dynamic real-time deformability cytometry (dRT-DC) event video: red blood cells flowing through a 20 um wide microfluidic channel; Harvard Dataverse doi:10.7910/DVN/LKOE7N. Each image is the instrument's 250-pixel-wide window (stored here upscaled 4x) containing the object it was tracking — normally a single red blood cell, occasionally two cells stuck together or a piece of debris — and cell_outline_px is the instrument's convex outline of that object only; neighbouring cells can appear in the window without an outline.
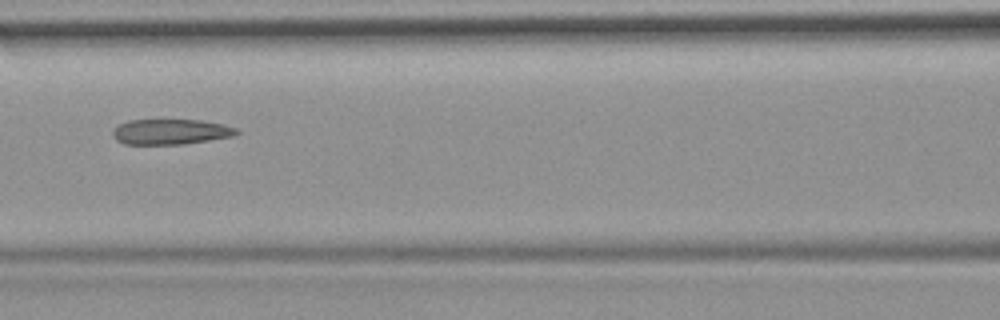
{"species": "common noctule bat (a hibernating species)", "species_latin": "Nyctalus noctula", "temperature_condition": "room temperature", "stored_images_in_passage": 54, "camera_frame_rate_fps": 3000, "um_per_image_px": 0.085, "animal": {"sex": "female", "body_mass_g": 19.9}, "frame": {"image": 1, "passage_image": 24, "time_ms": 7.667, "image_size_px": [1000, 320], "cell_outline_px": [[240, 132], [236, 136], [184, 144], [124, 144], [116, 140], [112, 136], [112, 132], [120, 124], [128, 120], [200, 120], [224, 124], [236, 128]], "centroid_in_image_um": [14.54, 11.2], "position_along_channel_um": 152.1, "area_um2": 18.38}, "authors_computed_cell_mechanics": {"area_um2": 20.0277, "velocity_mm_per_s": 3.7489, "shape_relaxation_time_tau1_ms": null, "shape_relaxation_time_tau2_ms": 2.2025, "deformation_change_tau1": null, "deformation_change_tau2": 0.1005}}